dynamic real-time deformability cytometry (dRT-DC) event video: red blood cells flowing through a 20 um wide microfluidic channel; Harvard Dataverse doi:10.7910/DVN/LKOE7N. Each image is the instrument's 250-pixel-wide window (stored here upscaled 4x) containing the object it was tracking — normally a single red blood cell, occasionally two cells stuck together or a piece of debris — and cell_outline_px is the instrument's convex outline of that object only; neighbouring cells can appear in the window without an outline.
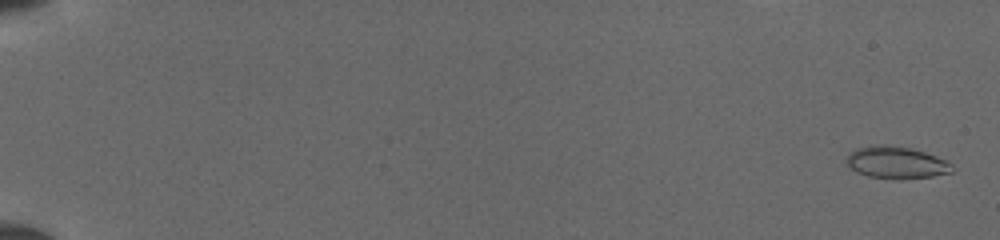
{"species": "common noctule bat (a hibernating species)", "species_latin": "Nyctalus noctula", "temperature_condition": "cold", "stored_images_in_passage": 51, "camera_frame_rate_fps": 3000, "um_per_image_px": 0.085, "animal": {"sex": "female", "body_mass_g": 19.5, "forearm_length_mm": 54.1}, "frame": {"image": 1, "passage_image": 2, "time_ms": 0.333, "image_size_px": [1000, 240], "cell_outline_px": [[956, 168], [952, 172], [932, 176], [900, 180], [868, 176], [856, 172], [844, 160], [848, 152], [856, 148], [876, 144], [884, 144], [908, 148], [924, 152], [936, 156], [952, 164]], "centroid_in_image_um": [76.16, 13.82], "position_along_channel_um": 8.8, "area_um2": 19.94}}
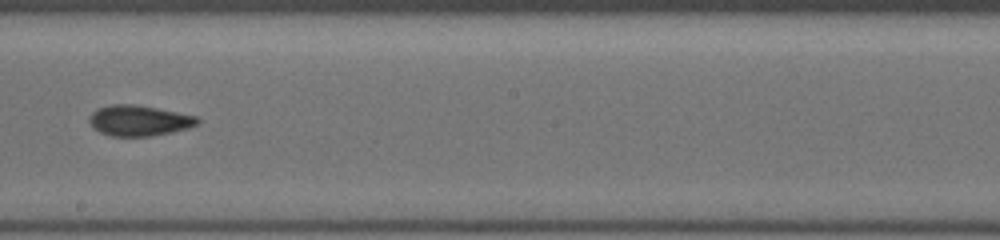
{"frame": {"image": 2, "passage_image": 32, "time_ms": 10.333, "image_size_px": [1000, 240], "cell_outline_px": [[200, 120], [196, 124], [188, 128], [172, 132], [152, 136], [108, 136], [92, 128], [88, 120], [88, 116], [96, 108], [112, 104], [136, 104], [196, 116]], "centroid_in_image_um": [11.75, 10.25], "position_along_channel_um": 236.5, "area_um2": 19.42}}
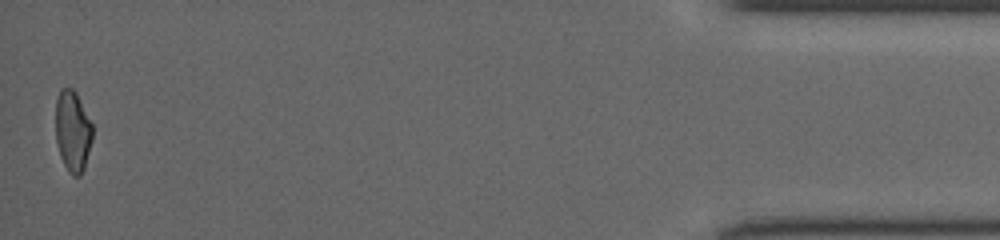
{"frame": {"image": 3, "passage_image": 51, "time_ms": 16.667, "image_size_px": [1000, 240], "cell_outline_px": [[92, 140], [84, 168], [80, 176], [72, 176], [68, 172], [60, 156], [56, 140], [56, 100], [60, 88], [72, 88], [76, 92], [92, 124]], "centroid_in_image_um": [6.17, 11.15], "position_along_channel_um": 429.0, "area_um2": 17.4}}